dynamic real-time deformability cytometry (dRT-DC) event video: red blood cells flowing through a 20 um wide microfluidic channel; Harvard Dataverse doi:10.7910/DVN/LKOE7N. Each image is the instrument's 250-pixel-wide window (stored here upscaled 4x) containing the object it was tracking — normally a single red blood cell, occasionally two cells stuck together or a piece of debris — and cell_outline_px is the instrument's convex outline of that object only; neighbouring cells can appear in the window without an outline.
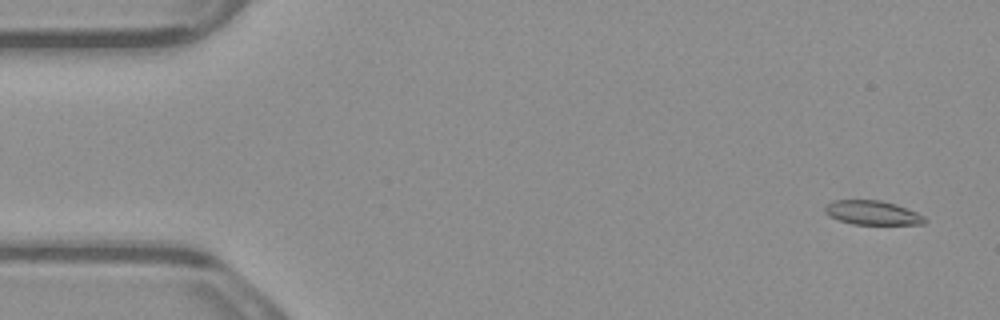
{"species": "common noctule bat (a hibernating species)", "species_latin": "Nyctalus noctula", "temperature_condition": "warm", "stored_images_in_passage": 5, "segment_of_instrument_passage": [2, 2], "camera_frame_rate_fps": 3000, "um_per_image_px": 0.085, "animal": {"sex": "male", "body_mass_g": 23.1, "forearm_length_mm": 52.7}, "frame": {"image": 1, "passage_image": 5, "time_ms": 1.333, "image_size_px": [1000, 320], "cell_outline_px": [[928, 220], [924, 224], [852, 224], [840, 220], [824, 212], [824, 208], [832, 200], [880, 200], [896, 204], [916, 212], [924, 216]], "centroid_in_image_um": [74.18, 18.08], "position_along_channel_um": 10.8, "area_um2": 13.93}}